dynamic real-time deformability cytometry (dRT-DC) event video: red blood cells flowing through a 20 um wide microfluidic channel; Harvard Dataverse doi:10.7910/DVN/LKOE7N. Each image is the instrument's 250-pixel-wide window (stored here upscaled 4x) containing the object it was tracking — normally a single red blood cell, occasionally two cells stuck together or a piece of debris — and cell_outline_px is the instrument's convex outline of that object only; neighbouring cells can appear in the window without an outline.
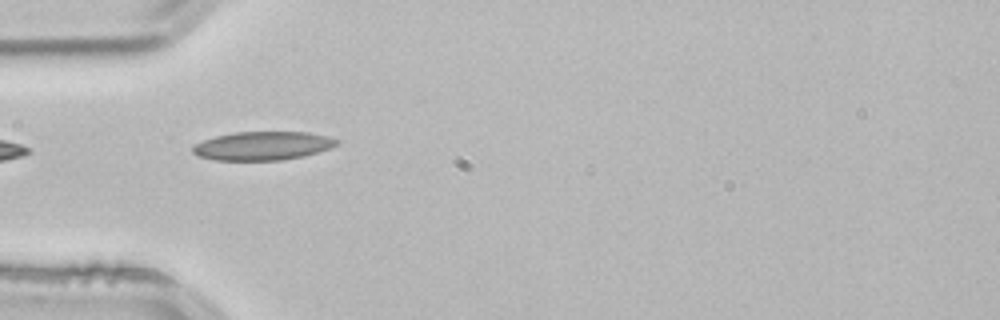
{"species": "common noctule bat (a hibernating species)", "species_latin": "Nyctalus noctula", "temperature_condition": "room temperature", "stored_images_in_passage": 3, "camera_frame_rate_fps": 3000, "um_per_image_px": 0.085, "animal": {"sex": "male", "body_mass_g": 21.5, "forearm_length_mm": 52.0}, "frame": {"image": 1, "passage_image": 3, "time_ms": 0.667, "image_size_px": [1000, 320], "cell_outline_px": [[340, 140], [336, 144], [328, 148], [304, 156], [284, 160], [216, 160], [200, 156], [192, 152], [192, 144], [216, 136], [232, 132], [308, 132], [328, 136]], "centroid_in_image_um": [22.3, 12.39], "position_along_channel_um": 62.7, "area_um2": 23.93}}